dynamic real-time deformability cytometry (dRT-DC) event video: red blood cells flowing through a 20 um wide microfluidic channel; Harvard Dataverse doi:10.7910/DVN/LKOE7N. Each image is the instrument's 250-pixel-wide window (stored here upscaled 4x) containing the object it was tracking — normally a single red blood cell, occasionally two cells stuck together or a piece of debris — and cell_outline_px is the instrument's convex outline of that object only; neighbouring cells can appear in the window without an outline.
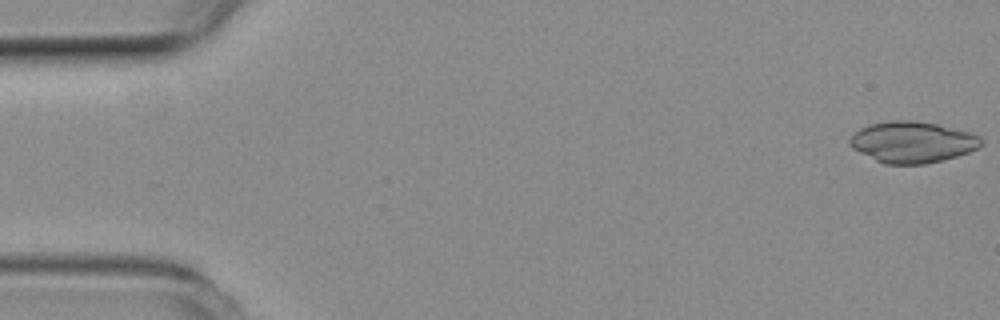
{"species": "common noctule bat (a hibernating species)", "species_latin": "Nyctalus noctula", "temperature_condition": "room temperature", "stored_images_in_passage": 49, "camera_frame_rate_fps": 3000, "um_per_image_px": 0.085, "animal": {"sex": "female", "body_mass_g": 19.3, "forearm_length_mm": 54.1}, "frame": {"image": 1, "passage_image": 1, "time_ms": 0.0, "image_size_px": [1000, 320], "cell_outline_px": [[984, 144], [980, 148], [956, 156], [924, 164], [884, 164], [852, 148], [848, 140], [860, 128], [872, 124], [892, 120], [912, 120], [936, 124], [968, 132], [980, 136], [984, 140]], "centroid_in_image_um": [77.58, 12.08], "position_along_channel_um": 7.4, "area_um2": 31.33}}